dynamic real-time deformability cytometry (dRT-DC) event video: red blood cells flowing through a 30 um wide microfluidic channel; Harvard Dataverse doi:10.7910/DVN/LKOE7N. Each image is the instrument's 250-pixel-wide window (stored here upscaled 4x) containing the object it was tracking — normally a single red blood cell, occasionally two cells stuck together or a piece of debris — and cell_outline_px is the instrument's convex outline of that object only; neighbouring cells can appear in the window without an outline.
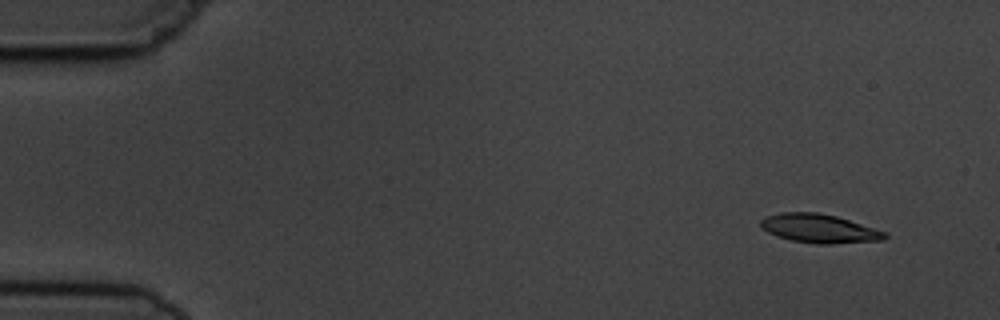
{"species": "common noctule bat (a hibernating species)", "species_latin": "Nyctalus noctula", "temperature_condition": "cold", "stored_images_in_passage": 6, "camera_frame_rate_fps": 3000, "um_per_image_px": 0.085, "animal": {"sex": "male", "body_mass_g": 19.5, "forearm_length_mm": 54.6}, "frame": {"image": 1, "passage_image": 1, "time_ms": 0.0, "image_size_px": [1000, 320], "cell_outline_px": [[888, 236], [884, 240], [832, 244], [816, 244], [792, 240], [776, 236], [768, 232], [760, 224], [760, 220], [768, 216], [780, 212], [816, 212], [836, 216], [888, 232]], "centroid_in_image_um": [69.68, 19.43], "position_along_channel_um": 15.3, "area_um2": 20.81}}
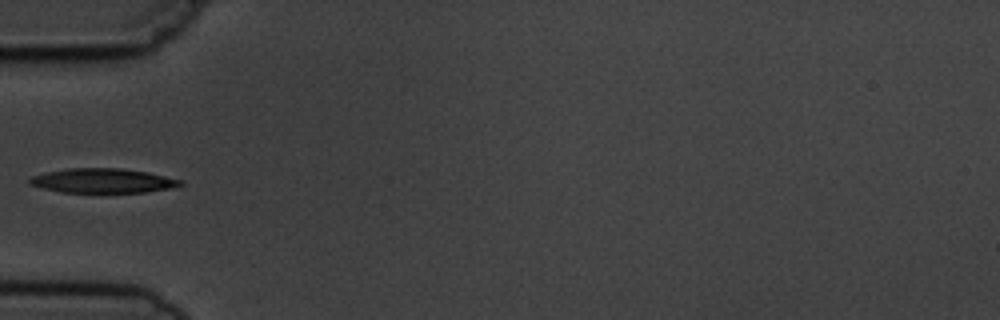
{"frame": {"image": 2, "passage_image": 5, "time_ms": 4.667, "image_size_px": [1000, 320], "cell_outline_px": [[184, 184], [168, 188], [144, 192], [60, 192], [28, 184], [28, 180], [32, 176], [48, 172], [68, 168], [120, 168], [148, 172], [184, 180]], "centroid_in_image_um": [8.74, 15.35], "position_along_channel_um": 76.3, "area_um2": 21.33}}
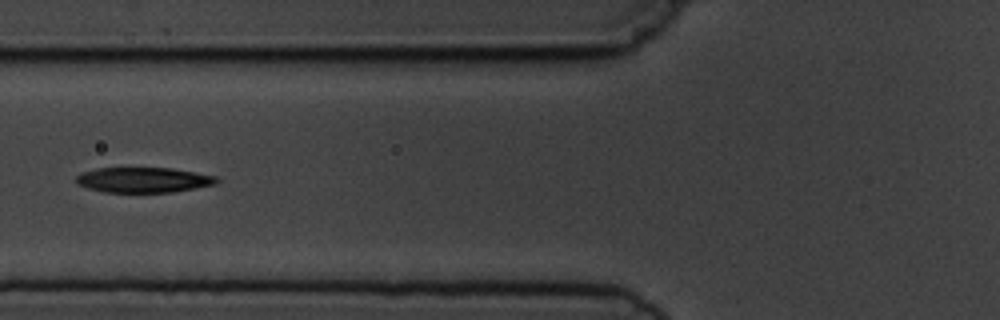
{"frame": {"image": 3, "passage_image": 6, "time_ms": 5.667, "image_size_px": [1000, 320], "cell_outline_px": [[220, 180], [216, 184], [172, 192], [104, 192], [88, 188], [76, 184], [76, 176], [80, 172], [96, 168], [172, 168], [216, 176]], "centroid_in_image_um": [12.16, 15.29], "position_along_channel_um": 113.6, "area_um2": 20.69}}